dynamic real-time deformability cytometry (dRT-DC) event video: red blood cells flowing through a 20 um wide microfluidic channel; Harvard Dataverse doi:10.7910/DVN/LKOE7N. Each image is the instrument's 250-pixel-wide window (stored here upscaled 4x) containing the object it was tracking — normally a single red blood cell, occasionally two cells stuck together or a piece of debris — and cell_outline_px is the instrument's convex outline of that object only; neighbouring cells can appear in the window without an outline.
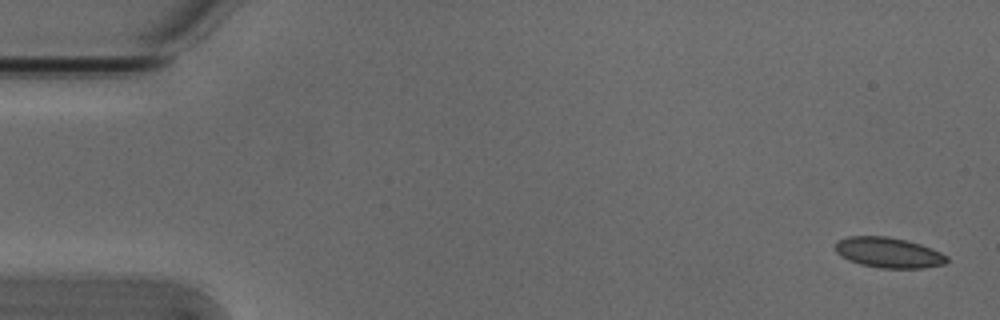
{"species": "Egyptian fruit bat (a non-hibernating species)", "species_latin": "Rousettus aegyptiacus", "temperature_condition": "cold", "stored_images_in_passage": 4, "camera_frame_rate_fps": 3000, "um_per_image_px": 0.085, "animal": {"sex": "male"}, "frame": {"image": 1, "passage_image": 1, "time_ms": 0.0, "image_size_px": [1000, 320], "cell_outline_px": [[948, 260], [944, 264], [920, 268], [880, 268], [860, 264], [848, 260], [836, 252], [836, 240], [848, 236], [888, 236], [908, 240], [932, 248], [948, 256]], "centroid_in_image_um": [75.52, 21.46], "position_along_channel_um": 9.5, "area_um2": 19.83}}
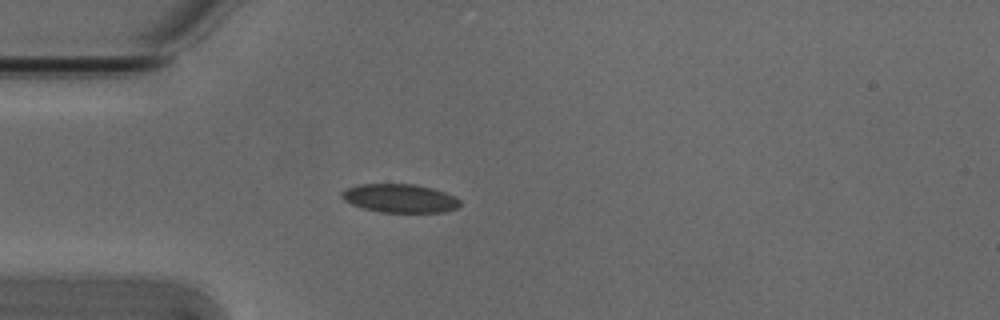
{"frame": {"image": 2, "passage_image": 4, "time_ms": 1.0, "image_size_px": [1000, 320], "cell_outline_px": [[460, 204], [456, 208], [444, 212], [380, 212], [364, 208], [352, 204], [344, 200], [340, 196], [340, 192], [348, 188], [360, 184], [412, 184], [432, 188], [444, 192], [460, 200]], "centroid_in_image_um": [33.96, 16.85], "position_along_channel_um": 51.0, "area_um2": 19.48}}